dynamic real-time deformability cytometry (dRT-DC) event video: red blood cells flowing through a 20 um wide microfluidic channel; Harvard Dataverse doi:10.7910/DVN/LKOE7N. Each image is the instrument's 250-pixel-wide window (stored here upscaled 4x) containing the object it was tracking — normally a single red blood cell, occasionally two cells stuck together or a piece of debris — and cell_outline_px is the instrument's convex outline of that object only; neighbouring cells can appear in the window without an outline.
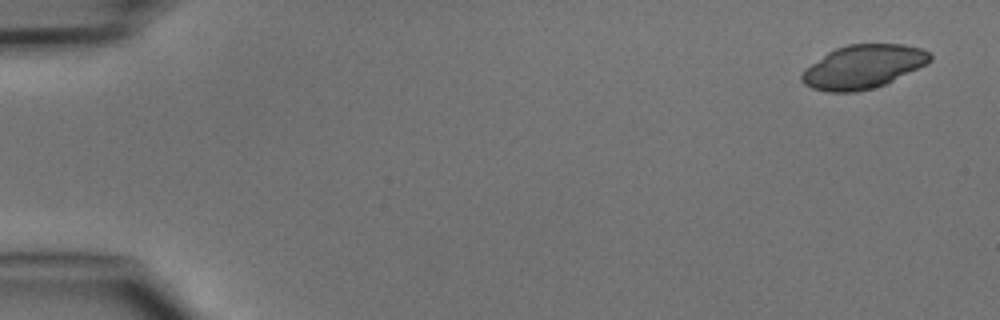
{"species": "common noctule bat (a hibernating species)", "species_latin": "Nyctalus noctula", "temperature_condition": "cold", "stored_images_in_passage": 5, "camera_frame_rate_fps": 3000, "um_per_image_px": 0.085, "animal": {"sex": "male", "body_mass_g": 15.6}, "frame": {"image": 1, "passage_image": 1, "time_ms": 0.0, "image_size_px": [1000, 320], "cell_outline_px": [[932, 60], [928, 64], [884, 84], [872, 88], [856, 92], [828, 92], [812, 88], [804, 84], [800, 80], [800, 76], [804, 68], [828, 52], [836, 48], [848, 44], [904, 44], [924, 48], [932, 56]], "centroid_in_image_um": [73.36, 5.66], "position_along_channel_um": 11.6, "area_um2": 32.71}}